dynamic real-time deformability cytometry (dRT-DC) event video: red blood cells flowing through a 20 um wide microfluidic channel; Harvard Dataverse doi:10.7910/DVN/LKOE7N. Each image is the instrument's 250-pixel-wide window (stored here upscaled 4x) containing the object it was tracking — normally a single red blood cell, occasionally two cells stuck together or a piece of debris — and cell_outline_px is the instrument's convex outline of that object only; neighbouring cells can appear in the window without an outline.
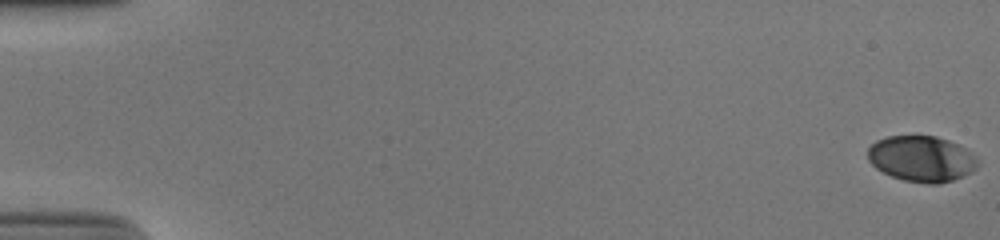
{"species": "human", "species_latin": "Homo sapiens", "temperature_condition": "cold", "stored_images_in_passage": 55, "camera_frame_rate_fps": 3000, "um_per_image_px": 0.085, "donor": {"sex": "male"}, "frame": {"image": 1, "passage_image": 1, "time_ms": 0.0, "image_size_px": [1000, 240], "cell_outline_px": [[980, 164], [972, 172], [964, 176], [940, 184], [928, 184], [904, 180], [892, 176], [876, 168], [868, 160], [868, 148], [876, 140], [888, 136], [936, 136], [960, 144], [972, 152], [976, 156]], "centroid_in_image_um": [78.38, 13.49], "position_along_channel_um": 6.6, "area_um2": 29.65}}
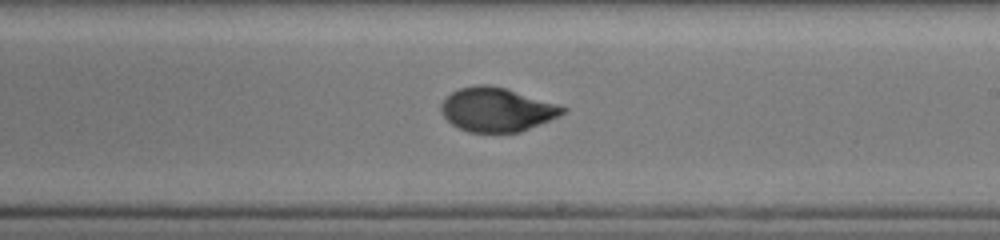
{"frame": {"image": 2, "passage_image": 34, "time_ms": 11.0, "image_size_px": [1000, 240], "cell_outline_px": [[568, 108], [564, 112], [548, 120], [520, 132], [468, 132], [452, 124], [444, 116], [440, 108], [440, 104], [452, 92], [460, 88], [480, 84], [488, 84], [504, 88], [560, 104]], "centroid_in_image_um": [42.22, 9.31], "position_along_channel_um": 246.8, "area_um2": 30.75}}
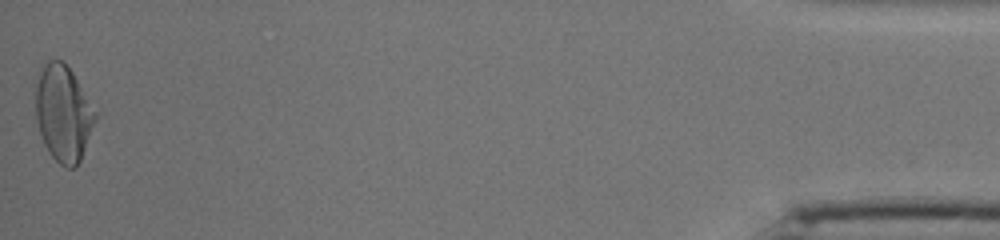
{"frame": {"image": 3, "passage_image": 55, "time_ms": 18.0, "image_size_px": [1000, 240], "cell_outline_px": [[96, 116], [80, 160], [76, 168], [64, 168], [52, 156], [44, 144], [40, 132], [36, 116], [36, 84], [44, 68], [52, 60], [60, 60], [72, 72], [96, 112]], "centroid_in_image_um": [5.38, 9.69], "position_along_channel_um": 429.8, "area_um2": 32.31}, "authors_computed_cell_mechanics": {"area_um2": 30.9808, "velocity_mm_per_s": 3.8578, "shape_relaxation_time_tau1_ms": 4.8246, "shape_relaxation_time_tau2_ms": 0.8157, "deformation_change_tau1": 0.1908, "deformation_change_tau2": 0.0436}}